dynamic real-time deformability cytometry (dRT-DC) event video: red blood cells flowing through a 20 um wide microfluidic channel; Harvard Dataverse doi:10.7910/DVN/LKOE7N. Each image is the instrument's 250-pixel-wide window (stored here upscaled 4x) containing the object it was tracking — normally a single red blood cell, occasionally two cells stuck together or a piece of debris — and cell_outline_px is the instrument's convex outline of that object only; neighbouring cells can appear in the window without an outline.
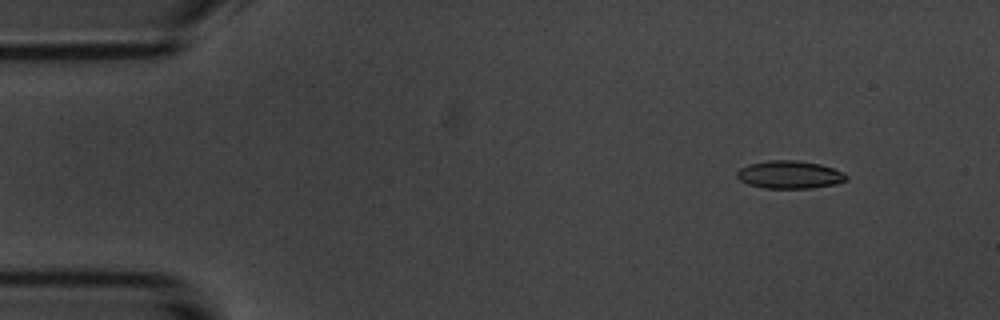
{"species": "common noctule bat (a hibernating species)", "species_latin": "Nyctalus noctula", "temperature_condition": "room temperature", "stored_images_in_passage": 9, "camera_frame_rate_fps": 3000, "um_per_image_px": 0.085, "animal": {"sex": "male", "body_mass_g": 20.1, "forearm_length_mm": 53.5}, "frame": {"image": 1, "passage_image": 1, "time_ms": 0.0, "image_size_px": [1000, 320], "cell_outline_px": [[848, 180], [836, 184], [812, 188], [764, 188], [748, 184], [740, 180], [736, 176], [736, 172], [740, 168], [748, 164], [768, 160], [796, 160], [820, 164], [844, 172], [848, 176]], "centroid_in_image_um": [67.12, 14.84], "position_along_channel_um": 17.9, "area_um2": 17.86}}
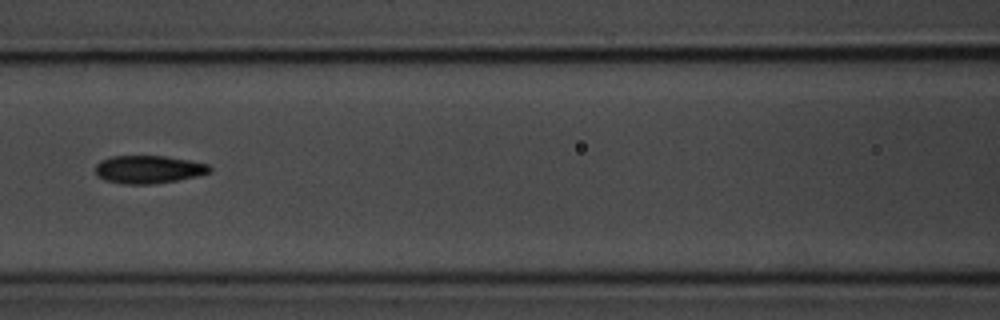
{"frame": {"image": 2, "passage_image": 6, "time_ms": 6.0, "image_size_px": [1000, 320], "cell_outline_px": [[212, 172], [196, 176], [176, 180], [152, 184], [124, 184], [104, 180], [96, 176], [96, 164], [100, 160], [112, 156], [164, 156], [192, 160], [208, 164], [212, 168]], "centroid_in_image_um": [12.62, 14.39], "position_along_channel_um": 154.0, "area_um2": 18.73}}
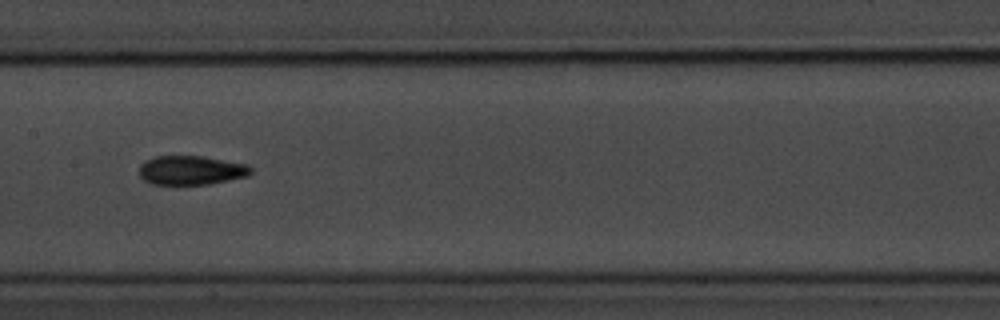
{"frame": {"image": 3, "passage_image": 7, "time_ms": 7.0, "image_size_px": [1000, 320], "cell_outline_px": [[252, 172], [248, 176], [208, 184], [152, 184], [144, 180], [140, 176], [140, 164], [144, 160], [156, 156], [204, 156], [248, 164], [252, 168]], "centroid_in_image_um": [16.25, 14.46], "position_along_channel_um": 191.1, "area_um2": 19.02}}